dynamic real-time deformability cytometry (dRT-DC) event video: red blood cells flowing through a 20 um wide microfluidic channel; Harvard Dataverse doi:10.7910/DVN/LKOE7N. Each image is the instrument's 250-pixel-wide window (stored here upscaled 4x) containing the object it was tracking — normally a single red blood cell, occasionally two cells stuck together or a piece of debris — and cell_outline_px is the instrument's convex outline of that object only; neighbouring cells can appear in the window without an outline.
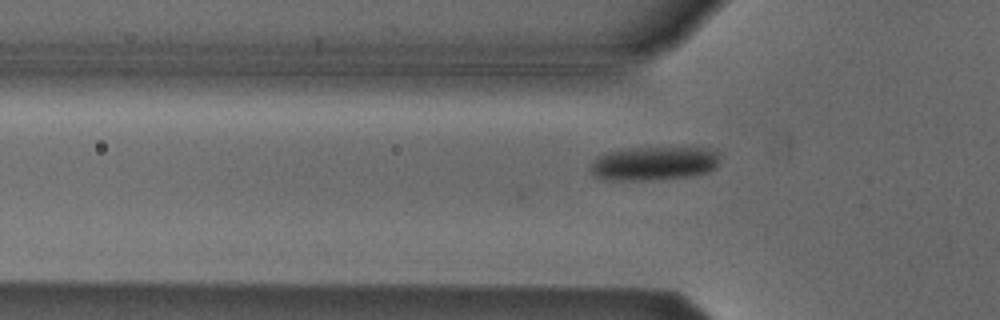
{"species": "Egyptian fruit bat (a non-hibernating species)", "species_latin": "Rousettus aegyptiacus", "temperature_condition": "cold", "stored_images_in_passage": 40, "camera_frame_rate_fps": 3000, "um_per_image_px": 0.085, "animal": {"sex": "male"}, "frame": {"image": 1, "passage_image": 3, "time_ms": 0.667, "image_size_px": [1000, 320], "cell_outline_px": [[720, 152], [716, 168], [708, 172], [692, 176], [652, 180], [604, 180], [592, 176], [588, 172], [588, 168], [596, 156], [608, 152], [628, 148], [708, 148]], "centroid_in_image_um": [55.53, 13.9], "position_along_channel_um": 70.3, "area_um2": 25.95}}
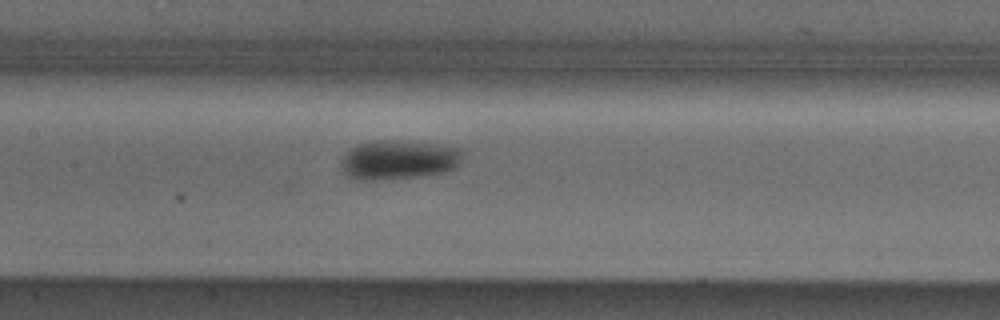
{"frame": {"image": 2, "passage_image": 11, "time_ms": 3.333, "image_size_px": [1000, 320], "cell_outline_px": [[460, 164], [444, 172], [424, 176], [380, 180], [356, 180], [348, 176], [344, 172], [340, 164], [340, 160], [352, 148], [360, 144], [372, 140], [388, 140], [428, 144], [460, 148]], "centroid_in_image_um": [33.82, 13.61], "position_along_channel_um": 173.6, "area_um2": 27.46}}
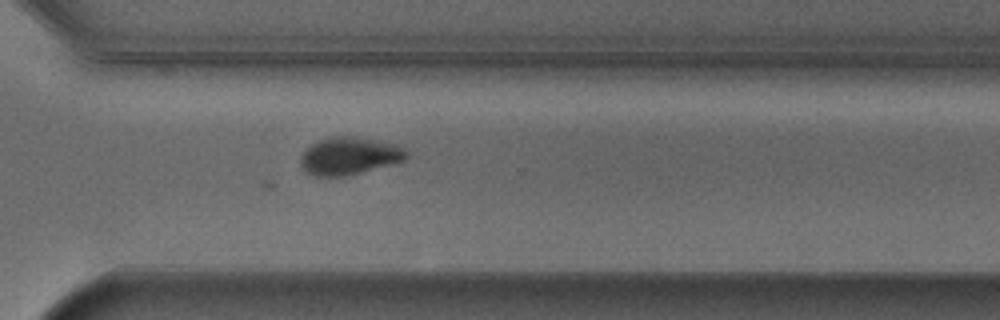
{"frame": {"image": 3, "passage_image": 24, "time_ms": 7.667, "image_size_px": [1000, 320], "cell_outline_px": [[408, 156], [404, 160], [360, 172], [344, 176], [316, 176], [304, 172], [300, 164], [300, 156], [312, 144], [320, 140], [332, 136], [348, 136], [396, 144], [404, 148], [408, 152]], "centroid_in_image_um": [29.66, 13.26], "position_along_channel_um": 340.9, "area_um2": 22.77}}